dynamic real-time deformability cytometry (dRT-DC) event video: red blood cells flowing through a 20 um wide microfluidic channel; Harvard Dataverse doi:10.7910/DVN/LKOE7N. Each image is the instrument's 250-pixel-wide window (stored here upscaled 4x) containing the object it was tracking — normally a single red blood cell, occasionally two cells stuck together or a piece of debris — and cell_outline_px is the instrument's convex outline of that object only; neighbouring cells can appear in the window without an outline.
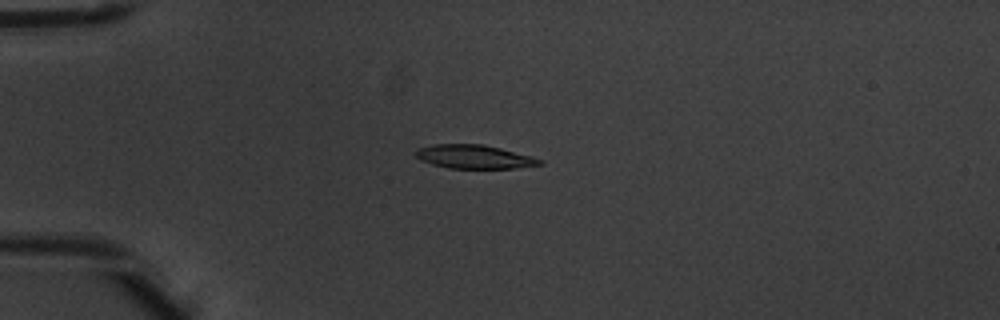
{"species": "common noctule bat (a hibernating species)", "species_latin": "Nyctalus noctula", "temperature_condition": "warm", "stored_images_in_passage": 6, "camera_frame_rate_fps": 3000, "um_per_image_px": 0.085, "animal": {"sex": "male", "body_mass_g": 20.1, "forearm_length_mm": 53.5}, "frame": {"image": 1, "passage_image": 4, "time_ms": 1.0, "image_size_px": [1000, 320], "cell_outline_px": [[544, 164], [516, 168], [448, 168], [432, 164], [420, 160], [416, 156], [416, 148], [436, 144], [484, 144], [532, 156], [544, 160]], "centroid_in_image_um": [40.33, 13.32], "position_along_channel_um": 44.7, "area_um2": 17.17}}